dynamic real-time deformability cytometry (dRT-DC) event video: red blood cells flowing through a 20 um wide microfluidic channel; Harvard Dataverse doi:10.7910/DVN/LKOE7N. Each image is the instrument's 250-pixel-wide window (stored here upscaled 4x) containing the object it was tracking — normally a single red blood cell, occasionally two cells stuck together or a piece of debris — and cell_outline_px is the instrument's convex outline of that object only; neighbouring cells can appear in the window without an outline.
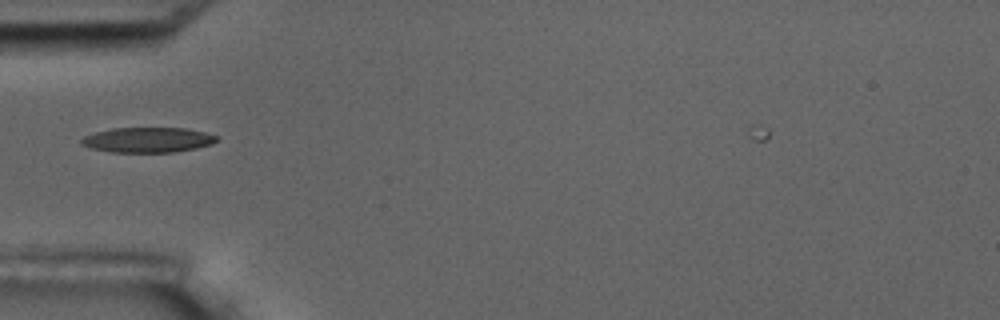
{"species": "common noctule bat (a hibernating species)", "species_latin": "Nyctalus noctula", "temperature_condition": "room temperature", "stored_images_in_passage": 3, "camera_frame_rate_fps": 3000, "um_per_image_px": 0.085, "animal": {"sex": "male", "body_mass_g": 17.5, "forearm_length_mm": 52.3}, "frame": {"image": 1, "passage_image": 3, "time_ms": 2.333, "image_size_px": [1000, 320], "cell_outline_px": [[216, 140], [212, 144], [196, 148], [172, 152], [112, 152], [92, 148], [80, 144], [80, 140], [84, 136], [96, 132], [112, 128], [184, 128], [204, 132], [216, 136]], "centroid_in_image_um": [12.53, 11.89], "position_along_channel_um": 72.5, "area_um2": 19.59}}